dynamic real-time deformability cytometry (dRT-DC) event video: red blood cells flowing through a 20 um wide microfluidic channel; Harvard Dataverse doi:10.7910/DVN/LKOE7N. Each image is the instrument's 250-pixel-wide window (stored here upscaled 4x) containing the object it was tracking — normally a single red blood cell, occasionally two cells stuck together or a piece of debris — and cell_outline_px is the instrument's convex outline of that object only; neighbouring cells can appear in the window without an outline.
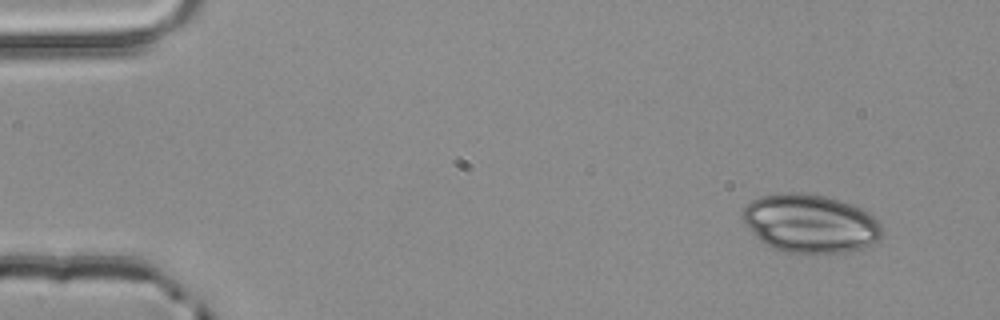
{"species": "common noctule bat (a hibernating species)", "species_latin": "Nyctalus noctula", "temperature_condition": "room temperature", "stored_images_in_passage": 3, "camera_frame_rate_fps": 3000, "um_per_image_px": 0.085, "animal": {"sex": "male", "body_mass_g": 20.4}, "frame": {"image": 1, "passage_image": 1, "time_ms": 0.0, "image_size_px": [1000, 320], "cell_outline_px": [[884, 236], [864, 248], [848, 252], [784, 252], [772, 248], [760, 240], [752, 232], [740, 216], [740, 212], [752, 200], [760, 196], [784, 192], [804, 192], [824, 196], [840, 200], [852, 204], [868, 212], [884, 228]], "centroid_in_image_um": [68.88, 18.98], "position_along_channel_um": 16.1, "area_um2": 47.69}}